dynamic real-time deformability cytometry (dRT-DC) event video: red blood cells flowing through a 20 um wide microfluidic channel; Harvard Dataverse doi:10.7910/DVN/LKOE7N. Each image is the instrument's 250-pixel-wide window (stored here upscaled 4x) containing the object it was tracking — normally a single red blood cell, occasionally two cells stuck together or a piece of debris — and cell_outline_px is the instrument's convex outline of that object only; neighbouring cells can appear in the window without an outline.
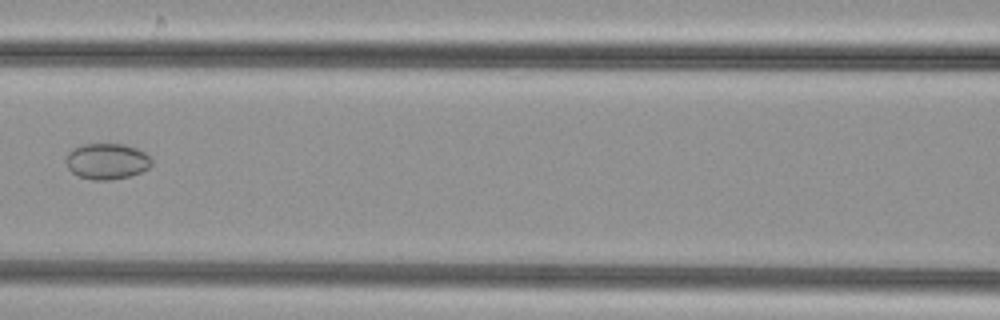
{"species": "common noctule bat (a hibernating species)", "species_latin": "Nyctalus noctula", "temperature_condition": "cold", "stored_images_in_passage": 3, "camera_frame_rate_fps": 3000, "um_per_image_px": 0.085, "animal": {"sex": "female", "body_mass_g": 29.2, "forearm_length_mm": 56.3}, "frame": {"image": 1, "passage_image": 3, "time_ms": 2.0, "image_size_px": [1000, 320], "cell_outline_px": [[152, 164], [148, 168], [140, 172], [128, 176], [112, 180], [92, 180], [76, 176], [68, 168], [64, 160], [68, 152], [72, 148], [84, 144], [124, 144], [136, 148], [144, 152], [152, 160]], "centroid_in_image_um": [9.04, 13.71], "position_along_channel_um": 157.6, "area_um2": 18.09}}